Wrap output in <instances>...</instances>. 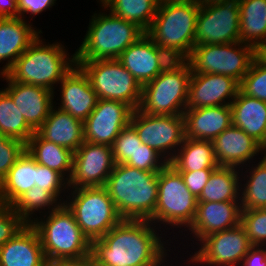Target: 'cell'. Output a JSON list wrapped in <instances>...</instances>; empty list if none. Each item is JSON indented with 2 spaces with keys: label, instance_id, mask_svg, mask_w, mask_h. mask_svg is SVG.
<instances>
[{
  "label": "cell",
  "instance_id": "obj_20",
  "mask_svg": "<svg viewBox=\"0 0 266 266\" xmlns=\"http://www.w3.org/2000/svg\"><path fill=\"white\" fill-rule=\"evenodd\" d=\"M59 84L61 104L58 108L84 122L94 110L98 100L89 77L76 64Z\"/></svg>",
  "mask_w": 266,
  "mask_h": 266
},
{
  "label": "cell",
  "instance_id": "obj_31",
  "mask_svg": "<svg viewBox=\"0 0 266 266\" xmlns=\"http://www.w3.org/2000/svg\"><path fill=\"white\" fill-rule=\"evenodd\" d=\"M240 42L257 51L266 42V0H238Z\"/></svg>",
  "mask_w": 266,
  "mask_h": 266
},
{
  "label": "cell",
  "instance_id": "obj_46",
  "mask_svg": "<svg viewBox=\"0 0 266 266\" xmlns=\"http://www.w3.org/2000/svg\"><path fill=\"white\" fill-rule=\"evenodd\" d=\"M57 0H17L18 6V17L24 19V15L30 14L33 15L41 14L47 9L51 10L53 5H55Z\"/></svg>",
  "mask_w": 266,
  "mask_h": 266
},
{
  "label": "cell",
  "instance_id": "obj_54",
  "mask_svg": "<svg viewBox=\"0 0 266 266\" xmlns=\"http://www.w3.org/2000/svg\"><path fill=\"white\" fill-rule=\"evenodd\" d=\"M159 2L172 1V0H158Z\"/></svg>",
  "mask_w": 266,
  "mask_h": 266
},
{
  "label": "cell",
  "instance_id": "obj_45",
  "mask_svg": "<svg viewBox=\"0 0 266 266\" xmlns=\"http://www.w3.org/2000/svg\"><path fill=\"white\" fill-rule=\"evenodd\" d=\"M214 169H203L192 172H180L185 185L191 193L198 198L203 191L204 186L208 182L210 175Z\"/></svg>",
  "mask_w": 266,
  "mask_h": 266
},
{
  "label": "cell",
  "instance_id": "obj_12",
  "mask_svg": "<svg viewBox=\"0 0 266 266\" xmlns=\"http://www.w3.org/2000/svg\"><path fill=\"white\" fill-rule=\"evenodd\" d=\"M130 125L142 143L153 148L168 163L185 138L183 115H150L136 109L132 113Z\"/></svg>",
  "mask_w": 266,
  "mask_h": 266
},
{
  "label": "cell",
  "instance_id": "obj_40",
  "mask_svg": "<svg viewBox=\"0 0 266 266\" xmlns=\"http://www.w3.org/2000/svg\"><path fill=\"white\" fill-rule=\"evenodd\" d=\"M35 185L50 192L61 204L65 202L61 194L68 192V181L60 173L37 162Z\"/></svg>",
  "mask_w": 266,
  "mask_h": 266
},
{
  "label": "cell",
  "instance_id": "obj_27",
  "mask_svg": "<svg viewBox=\"0 0 266 266\" xmlns=\"http://www.w3.org/2000/svg\"><path fill=\"white\" fill-rule=\"evenodd\" d=\"M230 106L232 125L262 145L266 140V102L246 96L239 90Z\"/></svg>",
  "mask_w": 266,
  "mask_h": 266
},
{
  "label": "cell",
  "instance_id": "obj_48",
  "mask_svg": "<svg viewBox=\"0 0 266 266\" xmlns=\"http://www.w3.org/2000/svg\"><path fill=\"white\" fill-rule=\"evenodd\" d=\"M18 17L17 0H0V18Z\"/></svg>",
  "mask_w": 266,
  "mask_h": 266
},
{
  "label": "cell",
  "instance_id": "obj_47",
  "mask_svg": "<svg viewBox=\"0 0 266 266\" xmlns=\"http://www.w3.org/2000/svg\"><path fill=\"white\" fill-rule=\"evenodd\" d=\"M239 266H266V246H252Z\"/></svg>",
  "mask_w": 266,
  "mask_h": 266
},
{
  "label": "cell",
  "instance_id": "obj_11",
  "mask_svg": "<svg viewBox=\"0 0 266 266\" xmlns=\"http://www.w3.org/2000/svg\"><path fill=\"white\" fill-rule=\"evenodd\" d=\"M192 72L189 63L176 72H162L142 86L139 110L150 115H183Z\"/></svg>",
  "mask_w": 266,
  "mask_h": 266
},
{
  "label": "cell",
  "instance_id": "obj_30",
  "mask_svg": "<svg viewBox=\"0 0 266 266\" xmlns=\"http://www.w3.org/2000/svg\"><path fill=\"white\" fill-rule=\"evenodd\" d=\"M243 174V168L218 166L210 175L197 202L240 201V176Z\"/></svg>",
  "mask_w": 266,
  "mask_h": 266
},
{
  "label": "cell",
  "instance_id": "obj_17",
  "mask_svg": "<svg viewBox=\"0 0 266 266\" xmlns=\"http://www.w3.org/2000/svg\"><path fill=\"white\" fill-rule=\"evenodd\" d=\"M240 83L221 74H192L186 109L230 105L237 96Z\"/></svg>",
  "mask_w": 266,
  "mask_h": 266
},
{
  "label": "cell",
  "instance_id": "obj_10",
  "mask_svg": "<svg viewBox=\"0 0 266 266\" xmlns=\"http://www.w3.org/2000/svg\"><path fill=\"white\" fill-rule=\"evenodd\" d=\"M89 77L98 99L120 101L139 108L142 86L118 59L76 61Z\"/></svg>",
  "mask_w": 266,
  "mask_h": 266
},
{
  "label": "cell",
  "instance_id": "obj_16",
  "mask_svg": "<svg viewBox=\"0 0 266 266\" xmlns=\"http://www.w3.org/2000/svg\"><path fill=\"white\" fill-rule=\"evenodd\" d=\"M133 111L123 102L98 99L83 122L84 141L112 146L122 129L130 124Z\"/></svg>",
  "mask_w": 266,
  "mask_h": 266
},
{
  "label": "cell",
  "instance_id": "obj_26",
  "mask_svg": "<svg viewBox=\"0 0 266 266\" xmlns=\"http://www.w3.org/2000/svg\"><path fill=\"white\" fill-rule=\"evenodd\" d=\"M118 60L141 86L160 74L156 44L146 33L123 51Z\"/></svg>",
  "mask_w": 266,
  "mask_h": 266
},
{
  "label": "cell",
  "instance_id": "obj_33",
  "mask_svg": "<svg viewBox=\"0 0 266 266\" xmlns=\"http://www.w3.org/2000/svg\"><path fill=\"white\" fill-rule=\"evenodd\" d=\"M100 3L103 9L136 24L144 32L149 29L159 5L158 0H102Z\"/></svg>",
  "mask_w": 266,
  "mask_h": 266
},
{
  "label": "cell",
  "instance_id": "obj_38",
  "mask_svg": "<svg viewBox=\"0 0 266 266\" xmlns=\"http://www.w3.org/2000/svg\"><path fill=\"white\" fill-rule=\"evenodd\" d=\"M240 224L253 246H266V208L242 210Z\"/></svg>",
  "mask_w": 266,
  "mask_h": 266
},
{
  "label": "cell",
  "instance_id": "obj_8",
  "mask_svg": "<svg viewBox=\"0 0 266 266\" xmlns=\"http://www.w3.org/2000/svg\"><path fill=\"white\" fill-rule=\"evenodd\" d=\"M68 191L71 193L66 195L64 203L73 212L77 224L91 243L101 239L123 220L104 186Z\"/></svg>",
  "mask_w": 266,
  "mask_h": 266
},
{
  "label": "cell",
  "instance_id": "obj_1",
  "mask_svg": "<svg viewBox=\"0 0 266 266\" xmlns=\"http://www.w3.org/2000/svg\"><path fill=\"white\" fill-rule=\"evenodd\" d=\"M156 229L149 220L123 219L92 242L95 266H154L167 251L171 252L165 248L169 240L165 242Z\"/></svg>",
  "mask_w": 266,
  "mask_h": 266
},
{
  "label": "cell",
  "instance_id": "obj_43",
  "mask_svg": "<svg viewBox=\"0 0 266 266\" xmlns=\"http://www.w3.org/2000/svg\"><path fill=\"white\" fill-rule=\"evenodd\" d=\"M27 223L9 205L0 203V247L19 233Z\"/></svg>",
  "mask_w": 266,
  "mask_h": 266
},
{
  "label": "cell",
  "instance_id": "obj_4",
  "mask_svg": "<svg viewBox=\"0 0 266 266\" xmlns=\"http://www.w3.org/2000/svg\"><path fill=\"white\" fill-rule=\"evenodd\" d=\"M39 218H34L31 225L39 235L47 262L80 260L91 255L92 243L65 203Z\"/></svg>",
  "mask_w": 266,
  "mask_h": 266
},
{
  "label": "cell",
  "instance_id": "obj_28",
  "mask_svg": "<svg viewBox=\"0 0 266 266\" xmlns=\"http://www.w3.org/2000/svg\"><path fill=\"white\" fill-rule=\"evenodd\" d=\"M36 161L25 150L0 183V203L11 206L35 186Z\"/></svg>",
  "mask_w": 266,
  "mask_h": 266
},
{
  "label": "cell",
  "instance_id": "obj_2",
  "mask_svg": "<svg viewBox=\"0 0 266 266\" xmlns=\"http://www.w3.org/2000/svg\"><path fill=\"white\" fill-rule=\"evenodd\" d=\"M158 173L115 164L104 187L123 219L148 220L155 212Z\"/></svg>",
  "mask_w": 266,
  "mask_h": 266
},
{
  "label": "cell",
  "instance_id": "obj_29",
  "mask_svg": "<svg viewBox=\"0 0 266 266\" xmlns=\"http://www.w3.org/2000/svg\"><path fill=\"white\" fill-rule=\"evenodd\" d=\"M26 151L38 164L51 168L69 181L73 169L74 152L43 139L37 132L29 138Z\"/></svg>",
  "mask_w": 266,
  "mask_h": 266
},
{
  "label": "cell",
  "instance_id": "obj_34",
  "mask_svg": "<svg viewBox=\"0 0 266 266\" xmlns=\"http://www.w3.org/2000/svg\"><path fill=\"white\" fill-rule=\"evenodd\" d=\"M248 168L240 179V203L242 210L265 209L266 208V159L259 160L258 163ZM246 176V178H245ZM244 186H243V185Z\"/></svg>",
  "mask_w": 266,
  "mask_h": 266
},
{
  "label": "cell",
  "instance_id": "obj_6",
  "mask_svg": "<svg viewBox=\"0 0 266 266\" xmlns=\"http://www.w3.org/2000/svg\"><path fill=\"white\" fill-rule=\"evenodd\" d=\"M200 4L195 0L159 2L157 13L145 32L155 44L175 48L189 57L194 47Z\"/></svg>",
  "mask_w": 266,
  "mask_h": 266
},
{
  "label": "cell",
  "instance_id": "obj_7",
  "mask_svg": "<svg viewBox=\"0 0 266 266\" xmlns=\"http://www.w3.org/2000/svg\"><path fill=\"white\" fill-rule=\"evenodd\" d=\"M197 209V198L185 185L184 179L167 163L158 173V195L154 214L148 219L161 229V224L189 228ZM157 224V225H156Z\"/></svg>",
  "mask_w": 266,
  "mask_h": 266
},
{
  "label": "cell",
  "instance_id": "obj_14",
  "mask_svg": "<svg viewBox=\"0 0 266 266\" xmlns=\"http://www.w3.org/2000/svg\"><path fill=\"white\" fill-rule=\"evenodd\" d=\"M186 262L202 266H239L253 246L241 224L204 237ZM192 262V263H191ZM239 264V265H237Z\"/></svg>",
  "mask_w": 266,
  "mask_h": 266
},
{
  "label": "cell",
  "instance_id": "obj_53",
  "mask_svg": "<svg viewBox=\"0 0 266 266\" xmlns=\"http://www.w3.org/2000/svg\"><path fill=\"white\" fill-rule=\"evenodd\" d=\"M264 151V152H263ZM261 152L264 153L263 159H266V140L265 142L261 145Z\"/></svg>",
  "mask_w": 266,
  "mask_h": 266
},
{
  "label": "cell",
  "instance_id": "obj_32",
  "mask_svg": "<svg viewBox=\"0 0 266 266\" xmlns=\"http://www.w3.org/2000/svg\"><path fill=\"white\" fill-rule=\"evenodd\" d=\"M178 172L215 169L219 165L214 157L212 141L184 138L182 145L169 162Z\"/></svg>",
  "mask_w": 266,
  "mask_h": 266
},
{
  "label": "cell",
  "instance_id": "obj_36",
  "mask_svg": "<svg viewBox=\"0 0 266 266\" xmlns=\"http://www.w3.org/2000/svg\"><path fill=\"white\" fill-rule=\"evenodd\" d=\"M60 204L50 192L35 185L22 194L11 207L27 224H31L34 220L33 215L37 216L36 211L43 215L45 210H48L45 213H49Z\"/></svg>",
  "mask_w": 266,
  "mask_h": 266
},
{
  "label": "cell",
  "instance_id": "obj_13",
  "mask_svg": "<svg viewBox=\"0 0 266 266\" xmlns=\"http://www.w3.org/2000/svg\"><path fill=\"white\" fill-rule=\"evenodd\" d=\"M240 41L238 0L200 4L196 19L194 46L228 44Z\"/></svg>",
  "mask_w": 266,
  "mask_h": 266
},
{
  "label": "cell",
  "instance_id": "obj_35",
  "mask_svg": "<svg viewBox=\"0 0 266 266\" xmlns=\"http://www.w3.org/2000/svg\"><path fill=\"white\" fill-rule=\"evenodd\" d=\"M0 133L25 144L35 133L4 89L0 90Z\"/></svg>",
  "mask_w": 266,
  "mask_h": 266
},
{
  "label": "cell",
  "instance_id": "obj_51",
  "mask_svg": "<svg viewBox=\"0 0 266 266\" xmlns=\"http://www.w3.org/2000/svg\"><path fill=\"white\" fill-rule=\"evenodd\" d=\"M167 255H169V254H166L164 257H162V259H160L154 266H168V265H164L165 262H167V261H165V260H167Z\"/></svg>",
  "mask_w": 266,
  "mask_h": 266
},
{
  "label": "cell",
  "instance_id": "obj_24",
  "mask_svg": "<svg viewBox=\"0 0 266 266\" xmlns=\"http://www.w3.org/2000/svg\"><path fill=\"white\" fill-rule=\"evenodd\" d=\"M37 231L27 224L0 247V266H47Z\"/></svg>",
  "mask_w": 266,
  "mask_h": 266
},
{
  "label": "cell",
  "instance_id": "obj_9",
  "mask_svg": "<svg viewBox=\"0 0 266 266\" xmlns=\"http://www.w3.org/2000/svg\"><path fill=\"white\" fill-rule=\"evenodd\" d=\"M258 51L249 44L196 45L188 57L192 74H221L234 78L239 83L248 73Z\"/></svg>",
  "mask_w": 266,
  "mask_h": 266
},
{
  "label": "cell",
  "instance_id": "obj_19",
  "mask_svg": "<svg viewBox=\"0 0 266 266\" xmlns=\"http://www.w3.org/2000/svg\"><path fill=\"white\" fill-rule=\"evenodd\" d=\"M240 201L197 202L194 220L188 228L195 241L204 237L233 228L241 222Z\"/></svg>",
  "mask_w": 266,
  "mask_h": 266
},
{
  "label": "cell",
  "instance_id": "obj_22",
  "mask_svg": "<svg viewBox=\"0 0 266 266\" xmlns=\"http://www.w3.org/2000/svg\"><path fill=\"white\" fill-rule=\"evenodd\" d=\"M185 138L213 141L232 125L230 105L186 109L183 113Z\"/></svg>",
  "mask_w": 266,
  "mask_h": 266
},
{
  "label": "cell",
  "instance_id": "obj_49",
  "mask_svg": "<svg viewBox=\"0 0 266 266\" xmlns=\"http://www.w3.org/2000/svg\"><path fill=\"white\" fill-rule=\"evenodd\" d=\"M47 266H95L92 256L80 260H57L48 262Z\"/></svg>",
  "mask_w": 266,
  "mask_h": 266
},
{
  "label": "cell",
  "instance_id": "obj_21",
  "mask_svg": "<svg viewBox=\"0 0 266 266\" xmlns=\"http://www.w3.org/2000/svg\"><path fill=\"white\" fill-rule=\"evenodd\" d=\"M214 157L219 166L244 167L261 152V145L242 129L231 125L213 141ZM241 165V166H240Z\"/></svg>",
  "mask_w": 266,
  "mask_h": 266
},
{
  "label": "cell",
  "instance_id": "obj_15",
  "mask_svg": "<svg viewBox=\"0 0 266 266\" xmlns=\"http://www.w3.org/2000/svg\"><path fill=\"white\" fill-rule=\"evenodd\" d=\"M114 165L112 146L84 141L74 152L69 189L104 186Z\"/></svg>",
  "mask_w": 266,
  "mask_h": 266
},
{
  "label": "cell",
  "instance_id": "obj_52",
  "mask_svg": "<svg viewBox=\"0 0 266 266\" xmlns=\"http://www.w3.org/2000/svg\"><path fill=\"white\" fill-rule=\"evenodd\" d=\"M199 4H206V3H214V2H219V1H226V0H195Z\"/></svg>",
  "mask_w": 266,
  "mask_h": 266
},
{
  "label": "cell",
  "instance_id": "obj_42",
  "mask_svg": "<svg viewBox=\"0 0 266 266\" xmlns=\"http://www.w3.org/2000/svg\"><path fill=\"white\" fill-rule=\"evenodd\" d=\"M167 163L153 148L143 143L125 164L148 172H159Z\"/></svg>",
  "mask_w": 266,
  "mask_h": 266
},
{
  "label": "cell",
  "instance_id": "obj_25",
  "mask_svg": "<svg viewBox=\"0 0 266 266\" xmlns=\"http://www.w3.org/2000/svg\"><path fill=\"white\" fill-rule=\"evenodd\" d=\"M36 132L43 139L72 152H76L84 142L83 121L56 108V105L52 107L48 117Z\"/></svg>",
  "mask_w": 266,
  "mask_h": 266
},
{
  "label": "cell",
  "instance_id": "obj_39",
  "mask_svg": "<svg viewBox=\"0 0 266 266\" xmlns=\"http://www.w3.org/2000/svg\"><path fill=\"white\" fill-rule=\"evenodd\" d=\"M136 130L129 124L114 140L112 152L115 164H125L142 145Z\"/></svg>",
  "mask_w": 266,
  "mask_h": 266
},
{
  "label": "cell",
  "instance_id": "obj_18",
  "mask_svg": "<svg viewBox=\"0 0 266 266\" xmlns=\"http://www.w3.org/2000/svg\"><path fill=\"white\" fill-rule=\"evenodd\" d=\"M0 77L8 83L3 89L11 96L27 124L36 132L56 104L53 102L55 92L41 86L12 81L6 74Z\"/></svg>",
  "mask_w": 266,
  "mask_h": 266
},
{
  "label": "cell",
  "instance_id": "obj_41",
  "mask_svg": "<svg viewBox=\"0 0 266 266\" xmlns=\"http://www.w3.org/2000/svg\"><path fill=\"white\" fill-rule=\"evenodd\" d=\"M25 150V143L0 133V183Z\"/></svg>",
  "mask_w": 266,
  "mask_h": 266
},
{
  "label": "cell",
  "instance_id": "obj_5",
  "mask_svg": "<svg viewBox=\"0 0 266 266\" xmlns=\"http://www.w3.org/2000/svg\"><path fill=\"white\" fill-rule=\"evenodd\" d=\"M105 13L91 16L82 44L75 51L76 61L118 59L145 34L136 24Z\"/></svg>",
  "mask_w": 266,
  "mask_h": 266
},
{
  "label": "cell",
  "instance_id": "obj_44",
  "mask_svg": "<svg viewBox=\"0 0 266 266\" xmlns=\"http://www.w3.org/2000/svg\"><path fill=\"white\" fill-rule=\"evenodd\" d=\"M159 72H176L187 63L188 57L178 49L156 44Z\"/></svg>",
  "mask_w": 266,
  "mask_h": 266
},
{
  "label": "cell",
  "instance_id": "obj_50",
  "mask_svg": "<svg viewBox=\"0 0 266 266\" xmlns=\"http://www.w3.org/2000/svg\"><path fill=\"white\" fill-rule=\"evenodd\" d=\"M258 55H260L261 57L266 58V42H265L264 45L258 50Z\"/></svg>",
  "mask_w": 266,
  "mask_h": 266
},
{
  "label": "cell",
  "instance_id": "obj_3",
  "mask_svg": "<svg viewBox=\"0 0 266 266\" xmlns=\"http://www.w3.org/2000/svg\"><path fill=\"white\" fill-rule=\"evenodd\" d=\"M41 34L5 73L12 81L41 86L54 92L64 76L76 65L75 53L60 42H43ZM68 53V54H67Z\"/></svg>",
  "mask_w": 266,
  "mask_h": 266
},
{
  "label": "cell",
  "instance_id": "obj_23",
  "mask_svg": "<svg viewBox=\"0 0 266 266\" xmlns=\"http://www.w3.org/2000/svg\"><path fill=\"white\" fill-rule=\"evenodd\" d=\"M32 26L21 17L0 18V62L7 61L0 69V75L5 74L42 33L41 29Z\"/></svg>",
  "mask_w": 266,
  "mask_h": 266
},
{
  "label": "cell",
  "instance_id": "obj_37",
  "mask_svg": "<svg viewBox=\"0 0 266 266\" xmlns=\"http://www.w3.org/2000/svg\"><path fill=\"white\" fill-rule=\"evenodd\" d=\"M239 90L246 96L266 102V58L257 55L253 59Z\"/></svg>",
  "mask_w": 266,
  "mask_h": 266
}]
</instances>
